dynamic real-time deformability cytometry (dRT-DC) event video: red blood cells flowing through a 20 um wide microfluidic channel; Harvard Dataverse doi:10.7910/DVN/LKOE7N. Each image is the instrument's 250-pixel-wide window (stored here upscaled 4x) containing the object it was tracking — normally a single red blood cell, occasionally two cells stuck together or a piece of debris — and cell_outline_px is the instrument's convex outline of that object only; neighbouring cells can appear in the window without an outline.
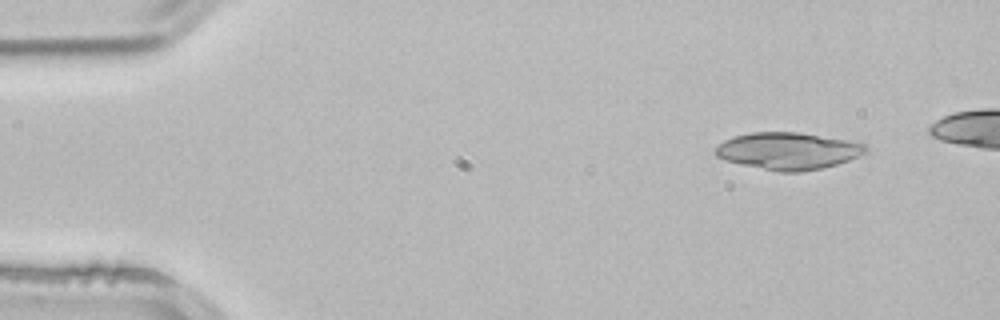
{"species": "common noctule bat (a hibernating species)", "species_latin": "Nyctalus noctula", "temperature_condition": "room temperature", "stored_images_in_passage": 3, "camera_frame_rate_fps": 3000, "um_per_image_px": 0.085, "animal": {"sex": "male", "body_mass_g": 21.5, "forearm_length_mm": 52.0}, "frame": {"image": 1, "passage_image": 1, "time_ms": 0.0, "image_size_px": [1000, 320], "cell_outline_px": [[868, 148], [864, 152], [848, 160], [836, 164], [820, 168], [800, 172], [780, 172], [740, 164], [724, 160], [716, 156], [712, 152], [724, 140], [736, 136], [752, 132], [800, 132], [860, 140]], "centroid_in_image_um": [67.02, 12.81], "position_along_channel_um": 18.0, "area_um2": 32.71}}